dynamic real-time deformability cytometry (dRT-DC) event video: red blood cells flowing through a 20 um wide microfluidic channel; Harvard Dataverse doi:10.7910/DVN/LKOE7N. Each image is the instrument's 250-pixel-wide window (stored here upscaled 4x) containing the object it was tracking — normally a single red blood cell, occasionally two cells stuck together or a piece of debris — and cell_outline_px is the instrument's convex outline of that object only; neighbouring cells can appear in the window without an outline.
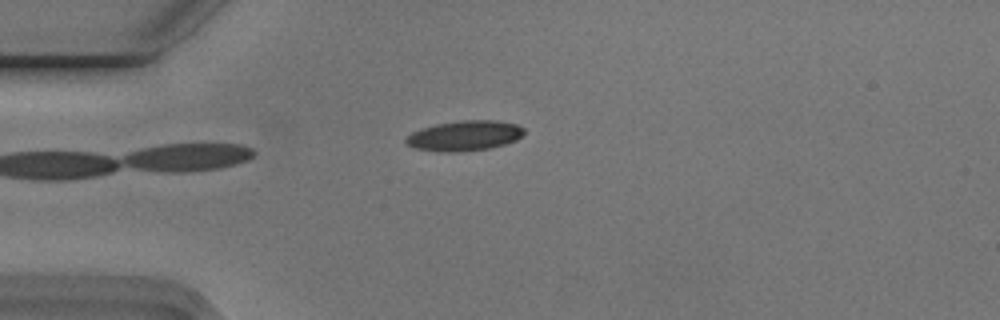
{"species": "Egyptian fruit bat (a non-hibernating species)", "species_latin": "Rousettus aegyptiacus", "temperature_condition": "cold", "stored_images_in_passage": 4, "camera_frame_rate_fps": 3000, "um_per_image_px": 0.085, "animal": {"sex": "male"}, "frame": {"image": 1, "passage_image": 4, "time_ms": 1.0, "image_size_px": [1000, 320], "cell_outline_px": [[524, 132], [516, 140], [504, 144], [488, 148], [456, 152], [440, 152], [416, 148], [408, 144], [404, 140], [412, 132], [420, 128], [436, 124], [464, 120], [496, 120], [516, 124], [524, 128]], "centroid_in_image_um": [39.47, 11.53], "position_along_channel_um": 45.5, "area_um2": 20.58}}